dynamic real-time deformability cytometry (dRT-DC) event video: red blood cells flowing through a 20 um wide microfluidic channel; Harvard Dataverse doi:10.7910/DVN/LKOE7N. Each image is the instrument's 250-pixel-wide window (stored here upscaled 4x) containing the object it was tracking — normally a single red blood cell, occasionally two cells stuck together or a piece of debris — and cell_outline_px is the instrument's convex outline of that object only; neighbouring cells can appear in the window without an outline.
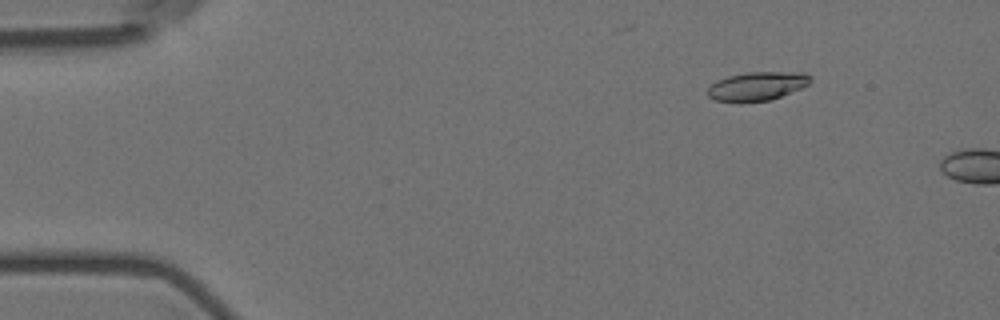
{"species": "Egyptian fruit bat (a non-hibernating species)", "species_latin": "Rousettus aegyptiacus", "temperature_condition": "room temperature", "stored_images_in_passage": 4, "camera_frame_rate_fps": 3000, "um_per_image_px": 0.085, "animal": {"sex": "female"}, "frame": {"image": 1, "passage_image": 3, "time_ms": 2.333, "image_size_px": [1000, 320], "cell_outline_px": [[812, 80], [808, 84], [800, 88], [780, 96], [768, 100], [740, 104], [716, 100], [708, 96], [704, 92], [716, 80], [728, 76], [748, 72], [804, 72], [812, 76]], "centroid_in_image_um": [64.31, 7.34], "position_along_channel_um": 20.7, "area_um2": 17.51}}